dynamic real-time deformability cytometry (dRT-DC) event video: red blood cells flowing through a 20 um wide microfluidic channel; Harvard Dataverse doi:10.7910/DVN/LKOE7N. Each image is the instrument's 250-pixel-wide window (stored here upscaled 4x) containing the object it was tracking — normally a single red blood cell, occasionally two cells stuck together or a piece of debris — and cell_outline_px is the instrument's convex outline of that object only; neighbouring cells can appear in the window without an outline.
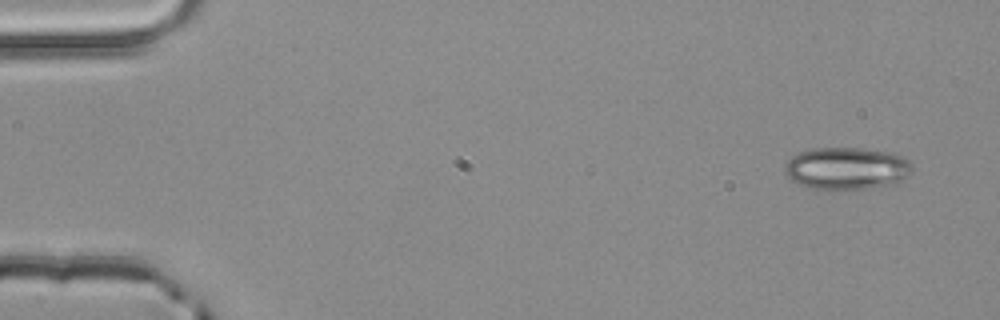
{"species": "common noctule bat (a hibernating species)", "species_latin": "Nyctalus noctula", "temperature_condition": "room temperature", "stored_images_in_passage": 4, "camera_frame_rate_fps": 3000, "um_per_image_px": 0.085, "animal": {"sex": "male", "body_mass_g": 20.4}, "frame": {"image": 1, "passage_image": 1, "time_ms": 0.0, "image_size_px": [1000, 320], "cell_outline_px": [[912, 172], [904, 180], [892, 184], [868, 188], [812, 188], [800, 184], [792, 180], [784, 172], [784, 164], [796, 152], [812, 148], [860, 148], [888, 152], [904, 156], [912, 164]], "centroid_in_image_um": [71.97, 14.29], "position_along_channel_um": 13.0, "area_um2": 31.33}}